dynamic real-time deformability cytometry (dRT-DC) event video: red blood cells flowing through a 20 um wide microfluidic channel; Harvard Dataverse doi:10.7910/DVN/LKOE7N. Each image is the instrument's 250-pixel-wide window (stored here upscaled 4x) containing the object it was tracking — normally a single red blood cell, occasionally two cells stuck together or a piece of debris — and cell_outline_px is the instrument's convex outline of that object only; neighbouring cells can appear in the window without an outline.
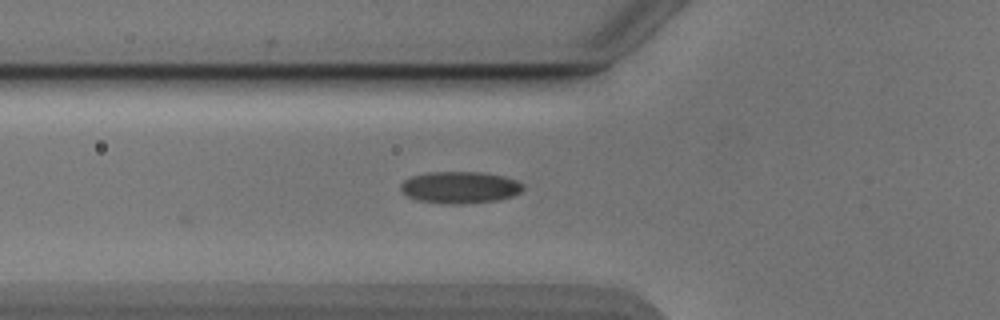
{"species": "Egyptian fruit bat (a non-hibernating species)", "species_latin": "Rousettus aegyptiacus", "temperature_condition": "cold", "stored_images_in_passage": 4, "camera_frame_rate_fps": 3000, "um_per_image_px": 0.085, "animal": {"sex": "male"}, "frame": {"image": 1, "passage_image": 4, "time_ms": 1.0, "image_size_px": [1000, 320], "cell_outline_px": [[524, 188], [520, 192], [512, 196], [496, 200], [464, 204], [444, 204], [416, 200], [400, 192], [400, 184], [404, 180], [412, 176], [428, 172], [480, 172], [504, 176], [516, 180], [524, 184]], "centroid_in_image_um": [39.07, 15.93], "position_along_channel_um": 86.7, "area_um2": 22.89}}